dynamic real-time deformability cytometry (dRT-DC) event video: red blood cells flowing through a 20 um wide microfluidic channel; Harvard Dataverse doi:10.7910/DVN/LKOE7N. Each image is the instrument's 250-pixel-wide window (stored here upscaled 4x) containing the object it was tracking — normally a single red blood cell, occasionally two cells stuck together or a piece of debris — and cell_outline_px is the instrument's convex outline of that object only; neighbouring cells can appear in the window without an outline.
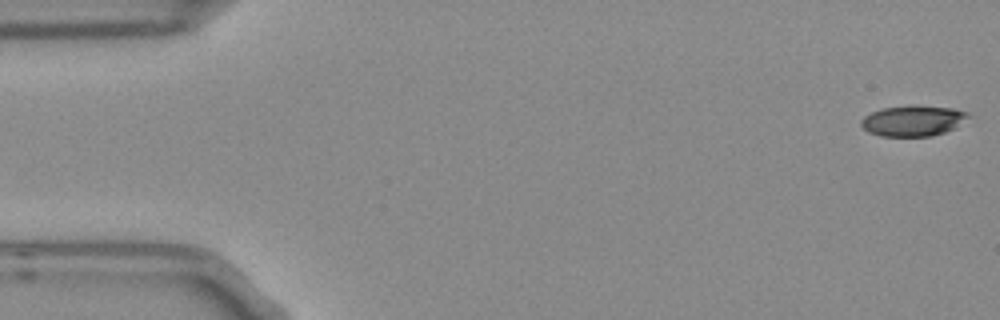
{"species": "Egyptian fruit bat (a non-hibernating species)", "species_latin": "Rousettus aegyptiacus", "temperature_condition": "room temperature", "stored_images_in_passage": 4, "camera_frame_rate_fps": 3000, "um_per_image_px": 0.085, "frame": {"image": 1, "passage_image": 1, "time_ms": 0.0, "image_size_px": [1000, 320], "cell_outline_px": [[972, 116], [956, 128], [932, 136], [880, 136], [868, 132], [860, 124], [860, 120], [864, 116], [872, 112], [884, 108], [952, 108], [968, 112]], "centroid_in_image_um": [77.63, 10.32], "position_along_channel_um": 7.4, "area_um2": 18.5}}